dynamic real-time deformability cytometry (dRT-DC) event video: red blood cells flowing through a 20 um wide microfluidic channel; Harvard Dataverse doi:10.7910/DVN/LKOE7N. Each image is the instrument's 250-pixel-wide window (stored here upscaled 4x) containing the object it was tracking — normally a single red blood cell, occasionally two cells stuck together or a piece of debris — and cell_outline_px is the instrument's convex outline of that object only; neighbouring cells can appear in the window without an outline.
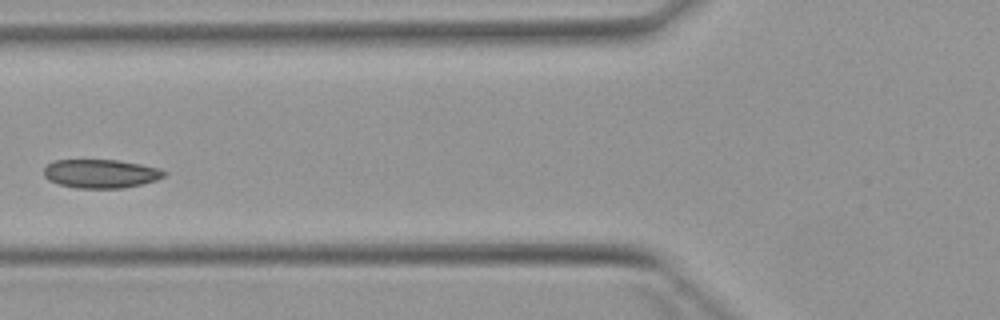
{"species": "Egyptian fruit bat (a non-hibernating species)", "species_latin": "Rousettus aegyptiacus", "temperature_condition": "warm", "stored_images_in_passage": 5, "camera_frame_rate_fps": 3000, "um_per_image_px": 0.085, "animal": {"sex": "female"}, "frame": {"image": 1, "passage_image": 5, "time_ms": 4.667, "image_size_px": [1000, 320], "cell_outline_px": [[168, 172], [164, 176], [156, 180], [124, 188], [76, 188], [60, 184], [48, 180], [44, 176], [44, 168], [48, 164], [56, 160], [116, 160], [140, 164], [160, 168]], "centroid_in_image_um": [8.57, 14.76], "position_along_channel_um": 117.2, "area_um2": 20.06}}